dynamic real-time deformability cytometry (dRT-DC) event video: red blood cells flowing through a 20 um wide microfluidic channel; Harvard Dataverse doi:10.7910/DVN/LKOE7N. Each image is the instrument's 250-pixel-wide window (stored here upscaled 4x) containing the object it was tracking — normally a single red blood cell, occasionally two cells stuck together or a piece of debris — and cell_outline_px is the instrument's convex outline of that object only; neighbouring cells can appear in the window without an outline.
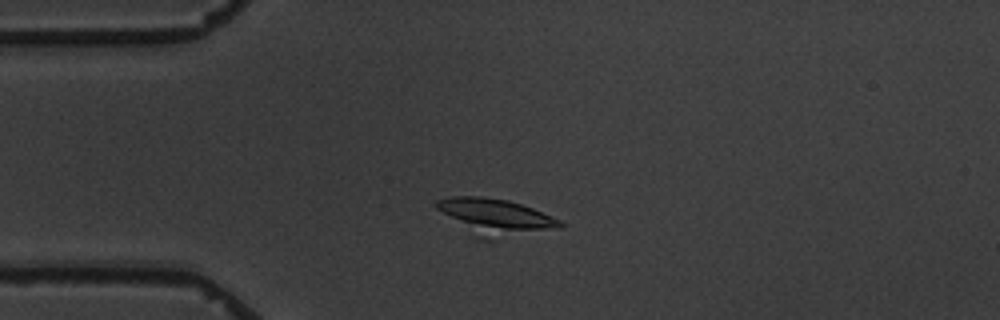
{"species": "common noctule bat (a hibernating species)", "species_latin": "Nyctalus noctula", "temperature_condition": "warm", "stored_images_in_passage": 2, "camera_frame_rate_fps": 3000, "um_per_image_px": 0.085, "animal": {"sex": "male", "body_mass_g": 19.5, "forearm_length_mm": 54.6}, "frame": {"image": 1, "passage_image": 1, "time_ms": 0.0, "image_size_px": [1000, 320], "cell_outline_px": [[564, 224], [560, 228], [492, 240], [480, 240], [436, 208], [432, 204], [436, 200], [452, 196], [480, 196], [508, 200], [532, 208], [560, 220]], "centroid_in_image_um": [42.08, 18.44], "position_along_channel_um": 42.9, "area_um2": 25.95}}